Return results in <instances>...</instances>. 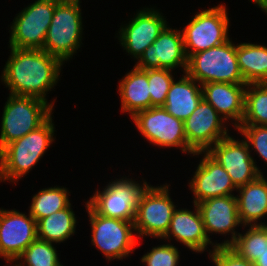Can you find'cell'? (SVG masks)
Segmentation results:
<instances>
[{
    "instance_id": "ac0fdd59",
    "label": "cell",
    "mask_w": 267,
    "mask_h": 266,
    "mask_svg": "<svg viewBox=\"0 0 267 266\" xmlns=\"http://www.w3.org/2000/svg\"><path fill=\"white\" fill-rule=\"evenodd\" d=\"M199 154H204L203 159L189 183L195 196L194 204L210 198L231 196L232 191L237 190V187L233 184L230 175L207 152H196L193 155Z\"/></svg>"
},
{
    "instance_id": "52a82bcc",
    "label": "cell",
    "mask_w": 267,
    "mask_h": 266,
    "mask_svg": "<svg viewBox=\"0 0 267 266\" xmlns=\"http://www.w3.org/2000/svg\"><path fill=\"white\" fill-rule=\"evenodd\" d=\"M226 11L225 5L201 10L181 30L187 58L229 40V19Z\"/></svg>"
},
{
    "instance_id": "7c38bea8",
    "label": "cell",
    "mask_w": 267,
    "mask_h": 266,
    "mask_svg": "<svg viewBox=\"0 0 267 266\" xmlns=\"http://www.w3.org/2000/svg\"><path fill=\"white\" fill-rule=\"evenodd\" d=\"M224 121L214 107L202 99L184 121L188 153L207 152L219 140L229 136Z\"/></svg>"
},
{
    "instance_id": "277c9868",
    "label": "cell",
    "mask_w": 267,
    "mask_h": 266,
    "mask_svg": "<svg viewBox=\"0 0 267 266\" xmlns=\"http://www.w3.org/2000/svg\"><path fill=\"white\" fill-rule=\"evenodd\" d=\"M80 0H60L47 31L42 50L67 61L80 48L82 17Z\"/></svg>"
},
{
    "instance_id": "2e32d148",
    "label": "cell",
    "mask_w": 267,
    "mask_h": 266,
    "mask_svg": "<svg viewBox=\"0 0 267 266\" xmlns=\"http://www.w3.org/2000/svg\"><path fill=\"white\" fill-rule=\"evenodd\" d=\"M159 11L144 8L137 12L129 24L121 27L119 40L121 45L135 59H139L144 50L160 35L167 25V21Z\"/></svg>"
},
{
    "instance_id": "7402d4cb",
    "label": "cell",
    "mask_w": 267,
    "mask_h": 266,
    "mask_svg": "<svg viewBox=\"0 0 267 266\" xmlns=\"http://www.w3.org/2000/svg\"><path fill=\"white\" fill-rule=\"evenodd\" d=\"M196 83L187 73L179 81L173 80L163 108L184 122L203 99L201 86Z\"/></svg>"
},
{
    "instance_id": "836d02e7",
    "label": "cell",
    "mask_w": 267,
    "mask_h": 266,
    "mask_svg": "<svg viewBox=\"0 0 267 266\" xmlns=\"http://www.w3.org/2000/svg\"><path fill=\"white\" fill-rule=\"evenodd\" d=\"M255 266H267V243L261 256L254 262Z\"/></svg>"
},
{
    "instance_id": "1f68e13d",
    "label": "cell",
    "mask_w": 267,
    "mask_h": 266,
    "mask_svg": "<svg viewBox=\"0 0 267 266\" xmlns=\"http://www.w3.org/2000/svg\"><path fill=\"white\" fill-rule=\"evenodd\" d=\"M237 130L245 137L248 146L267 162V126L265 125H240Z\"/></svg>"
},
{
    "instance_id": "30bf717a",
    "label": "cell",
    "mask_w": 267,
    "mask_h": 266,
    "mask_svg": "<svg viewBox=\"0 0 267 266\" xmlns=\"http://www.w3.org/2000/svg\"><path fill=\"white\" fill-rule=\"evenodd\" d=\"M111 182L102 192L96 191L87 203L102 216L134 222L137 204L147 182L141 186L129 178Z\"/></svg>"
},
{
    "instance_id": "ba28073f",
    "label": "cell",
    "mask_w": 267,
    "mask_h": 266,
    "mask_svg": "<svg viewBox=\"0 0 267 266\" xmlns=\"http://www.w3.org/2000/svg\"><path fill=\"white\" fill-rule=\"evenodd\" d=\"M169 185H148L137 204L134 228L136 234L162 239L170 226L176 206L169 196Z\"/></svg>"
},
{
    "instance_id": "d6986e66",
    "label": "cell",
    "mask_w": 267,
    "mask_h": 266,
    "mask_svg": "<svg viewBox=\"0 0 267 266\" xmlns=\"http://www.w3.org/2000/svg\"><path fill=\"white\" fill-rule=\"evenodd\" d=\"M247 84L210 82L201 85L203 99L210 103L224 118L234 120L236 129L244 115L245 90Z\"/></svg>"
},
{
    "instance_id": "5bb4252c",
    "label": "cell",
    "mask_w": 267,
    "mask_h": 266,
    "mask_svg": "<svg viewBox=\"0 0 267 266\" xmlns=\"http://www.w3.org/2000/svg\"><path fill=\"white\" fill-rule=\"evenodd\" d=\"M37 237V221L29 214L0 209V256L14 262Z\"/></svg>"
},
{
    "instance_id": "d6a6232c",
    "label": "cell",
    "mask_w": 267,
    "mask_h": 266,
    "mask_svg": "<svg viewBox=\"0 0 267 266\" xmlns=\"http://www.w3.org/2000/svg\"><path fill=\"white\" fill-rule=\"evenodd\" d=\"M209 255L216 266H255L253 262L240 257L229 246H216Z\"/></svg>"
},
{
    "instance_id": "f546056e",
    "label": "cell",
    "mask_w": 267,
    "mask_h": 266,
    "mask_svg": "<svg viewBox=\"0 0 267 266\" xmlns=\"http://www.w3.org/2000/svg\"><path fill=\"white\" fill-rule=\"evenodd\" d=\"M170 69H148L151 107L163 106L174 80Z\"/></svg>"
},
{
    "instance_id": "44dd1931",
    "label": "cell",
    "mask_w": 267,
    "mask_h": 266,
    "mask_svg": "<svg viewBox=\"0 0 267 266\" xmlns=\"http://www.w3.org/2000/svg\"><path fill=\"white\" fill-rule=\"evenodd\" d=\"M237 190V207L242 226L267 225L257 223V220L267 215V179L260 175L253 182L238 187Z\"/></svg>"
},
{
    "instance_id": "484cf974",
    "label": "cell",
    "mask_w": 267,
    "mask_h": 266,
    "mask_svg": "<svg viewBox=\"0 0 267 266\" xmlns=\"http://www.w3.org/2000/svg\"><path fill=\"white\" fill-rule=\"evenodd\" d=\"M241 125L267 126V83L247 84Z\"/></svg>"
},
{
    "instance_id": "4dcf8cb0",
    "label": "cell",
    "mask_w": 267,
    "mask_h": 266,
    "mask_svg": "<svg viewBox=\"0 0 267 266\" xmlns=\"http://www.w3.org/2000/svg\"><path fill=\"white\" fill-rule=\"evenodd\" d=\"M179 257V251L175 246L163 244L153 247L140 260L146 263V266H177Z\"/></svg>"
},
{
    "instance_id": "8fae6325",
    "label": "cell",
    "mask_w": 267,
    "mask_h": 266,
    "mask_svg": "<svg viewBox=\"0 0 267 266\" xmlns=\"http://www.w3.org/2000/svg\"><path fill=\"white\" fill-rule=\"evenodd\" d=\"M131 118L150 143L162 148L181 147L182 152L188 153L184 122L168 113L163 106L138 111Z\"/></svg>"
},
{
    "instance_id": "ffe728a7",
    "label": "cell",
    "mask_w": 267,
    "mask_h": 266,
    "mask_svg": "<svg viewBox=\"0 0 267 266\" xmlns=\"http://www.w3.org/2000/svg\"><path fill=\"white\" fill-rule=\"evenodd\" d=\"M195 212L188 209H175L170 221L169 229L162 239H171L183 243L195 252H203L209 244H213L207 237L200 211L194 204Z\"/></svg>"
},
{
    "instance_id": "603a6c76",
    "label": "cell",
    "mask_w": 267,
    "mask_h": 266,
    "mask_svg": "<svg viewBox=\"0 0 267 266\" xmlns=\"http://www.w3.org/2000/svg\"><path fill=\"white\" fill-rule=\"evenodd\" d=\"M118 86L122 112H127L132 117L138 111L151 108L148 69L142 70L134 66V68L120 80Z\"/></svg>"
},
{
    "instance_id": "cb8c5ba5",
    "label": "cell",
    "mask_w": 267,
    "mask_h": 266,
    "mask_svg": "<svg viewBox=\"0 0 267 266\" xmlns=\"http://www.w3.org/2000/svg\"><path fill=\"white\" fill-rule=\"evenodd\" d=\"M236 57L246 84L267 83V47L252 43L236 45Z\"/></svg>"
},
{
    "instance_id": "3957f363",
    "label": "cell",
    "mask_w": 267,
    "mask_h": 266,
    "mask_svg": "<svg viewBox=\"0 0 267 266\" xmlns=\"http://www.w3.org/2000/svg\"><path fill=\"white\" fill-rule=\"evenodd\" d=\"M53 106V102L39 98L9 94L1 121L0 150L43 125L51 117Z\"/></svg>"
},
{
    "instance_id": "8992f818",
    "label": "cell",
    "mask_w": 267,
    "mask_h": 266,
    "mask_svg": "<svg viewBox=\"0 0 267 266\" xmlns=\"http://www.w3.org/2000/svg\"><path fill=\"white\" fill-rule=\"evenodd\" d=\"M86 207L92 227V245L101 250L108 260L129 256L138 244L133 234L134 222L102 216L87 202Z\"/></svg>"
},
{
    "instance_id": "83f0119b",
    "label": "cell",
    "mask_w": 267,
    "mask_h": 266,
    "mask_svg": "<svg viewBox=\"0 0 267 266\" xmlns=\"http://www.w3.org/2000/svg\"><path fill=\"white\" fill-rule=\"evenodd\" d=\"M246 233L238 235L229 246L240 257L255 262L262 255L267 243V225L250 226Z\"/></svg>"
},
{
    "instance_id": "5b68a950",
    "label": "cell",
    "mask_w": 267,
    "mask_h": 266,
    "mask_svg": "<svg viewBox=\"0 0 267 266\" xmlns=\"http://www.w3.org/2000/svg\"><path fill=\"white\" fill-rule=\"evenodd\" d=\"M186 73L200 85L210 82L246 84L238 66L236 46L231 40L192 54Z\"/></svg>"
},
{
    "instance_id": "f1b7e54d",
    "label": "cell",
    "mask_w": 267,
    "mask_h": 266,
    "mask_svg": "<svg viewBox=\"0 0 267 266\" xmlns=\"http://www.w3.org/2000/svg\"><path fill=\"white\" fill-rule=\"evenodd\" d=\"M24 260L23 263H15L16 266H60L57 251L53 243L40 239L34 240L17 258Z\"/></svg>"
},
{
    "instance_id": "d4e9b609",
    "label": "cell",
    "mask_w": 267,
    "mask_h": 266,
    "mask_svg": "<svg viewBox=\"0 0 267 266\" xmlns=\"http://www.w3.org/2000/svg\"><path fill=\"white\" fill-rule=\"evenodd\" d=\"M76 217L71 204L37 221V237L47 242L60 243L75 233Z\"/></svg>"
},
{
    "instance_id": "e575fe53",
    "label": "cell",
    "mask_w": 267,
    "mask_h": 266,
    "mask_svg": "<svg viewBox=\"0 0 267 266\" xmlns=\"http://www.w3.org/2000/svg\"><path fill=\"white\" fill-rule=\"evenodd\" d=\"M254 2V4L256 3L257 6H259V8H261L262 11L267 13V0H251Z\"/></svg>"
},
{
    "instance_id": "6da1fadb",
    "label": "cell",
    "mask_w": 267,
    "mask_h": 266,
    "mask_svg": "<svg viewBox=\"0 0 267 266\" xmlns=\"http://www.w3.org/2000/svg\"><path fill=\"white\" fill-rule=\"evenodd\" d=\"M10 48L11 55L1 76L10 95L48 102L46 93L56 85L63 62L42 49Z\"/></svg>"
},
{
    "instance_id": "e0dca14e",
    "label": "cell",
    "mask_w": 267,
    "mask_h": 266,
    "mask_svg": "<svg viewBox=\"0 0 267 266\" xmlns=\"http://www.w3.org/2000/svg\"><path fill=\"white\" fill-rule=\"evenodd\" d=\"M204 223V229L207 237L208 233L228 234L231 233L230 240L223 243L214 244L216 246H230L238 237L239 233L234 231L236 226L241 223L238 214L236 196L215 197L204 200L196 204Z\"/></svg>"
},
{
    "instance_id": "4316f807",
    "label": "cell",
    "mask_w": 267,
    "mask_h": 266,
    "mask_svg": "<svg viewBox=\"0 0 267 266\" xmlns=\"http://www.w3.org/2000/svg\"><path fill=\"white\" fill-rule=\"evenodd\" d=\"M66 188L51 187L40 190L32 198L29 214L36 220L68 207L71 203Z\"/></svg>"
},
{
    "instance_id": "4fadbf2b",
    "label": "cell",
    "mask_w": 267,
    "mask_h": 266,
    "mask_svg": "<svg viewBox=\"0 0 267 266\" xmlns=\"http://www.w3.org/2000/svg\"><path fill=\"white\" fill-rule=\"evenodd\" d=\"M250 152L245 140L237 141L230 136L219 140L207 151L230 175L237 188L253 182L263 174Z\"/></svg>"
},
{
    "instance_id": "9c48e42d",
    "label": "cell",
    "mask_w": 267,
    "mask_h": 266,
    "mask_svg": "<svg viewBox=\"0 0 267 266\" xmlns=\"http://www.w3.org/2000/svg\"><path fill=\"white\" fill-rule=\"evenodd\" d=\"M60 0H37L14 18L10 46L19 49H42L56 4Z\"/></svg>"
},
{
    "instance_id": "9a60e30c",
    "label": "cell",
    "mask_w": 267,
    "mask_h": 266,
    "mask_svg": "<svg viewBox=\"0 0 267 266\" xmlns=\"http://www.w3.org/2000/svg\"><path fill=\"white\" fill-rule=\"evenodd\" d=\"M188 58L181 30L165 27L153 44L138 59L135 67L147 69H174L182 67L186 73Z\"/></svg>"
},
{
    "instance_id": "7a4b0ae2",
    "label": "cell",
    "mask_w": 267,
    "mask_h": 266,
    "mask_svg": "<svg viewBox=\"0 0 267 266\" xmlns=\"http://www.w3.org/2000/svg\"><path fill=\"white\" fill-rule=\"evenodd\" d=\"M52 116L39 128L0 150V181L16 182L38 163L55 140Z\"/></svg>"
}]
</instances>
